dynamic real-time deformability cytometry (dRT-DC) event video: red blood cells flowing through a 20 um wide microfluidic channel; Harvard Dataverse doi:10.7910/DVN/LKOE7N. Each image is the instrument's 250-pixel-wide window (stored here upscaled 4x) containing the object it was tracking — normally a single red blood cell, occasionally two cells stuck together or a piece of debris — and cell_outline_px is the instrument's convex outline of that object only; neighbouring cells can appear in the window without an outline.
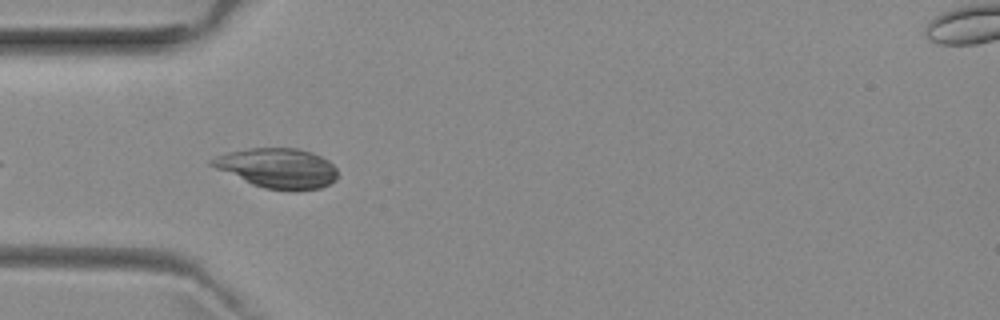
{"species": "common noctule bat (a hibernating species)", "species_latin": "Nyctalus noctula", "temperature_condition": "room temperature", "stored_images_in_passage": 8, "camera_frame_rate_fps": 3000, "um_per_image_px": 0.085, "animal": {"sex": "female", "body_mass_g": 29.2, "forearm_length_mm": 56.3}, "frame": {"image": 1, "passage_image": 4, "time_ms": 1.0, "image_size_px": [1000, 320], "cell_outline_px": [[336, 180], [320, 188], [296, 192], [292, 192], [264, 188], [252, 184], [216, 168], [208, 164], [208, 160], [216, 156], [228, 152], [248, 148], [296, 148], [312, 152], [328, 160], [336, 168]], "centroid_in_image_um": [23.59, 14.3], "position_along_channel_um": 61.4, "area_um2": 29.36}}